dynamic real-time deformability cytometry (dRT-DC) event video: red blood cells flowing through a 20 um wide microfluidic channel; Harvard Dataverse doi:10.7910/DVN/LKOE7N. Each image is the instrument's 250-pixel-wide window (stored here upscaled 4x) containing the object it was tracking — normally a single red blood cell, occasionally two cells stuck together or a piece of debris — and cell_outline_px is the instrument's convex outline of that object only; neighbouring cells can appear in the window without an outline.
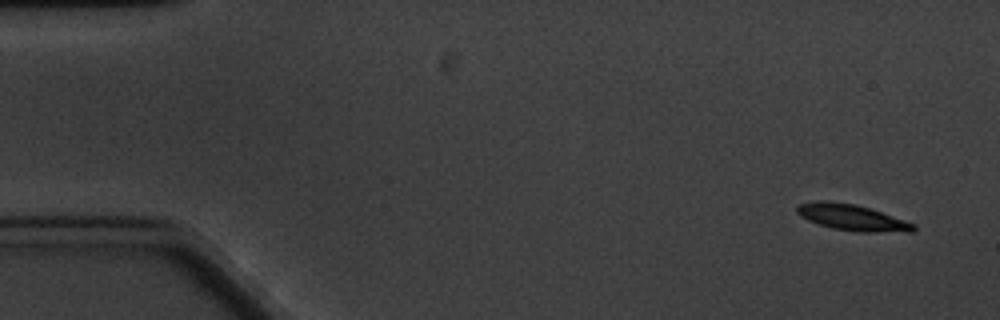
{"species": "common noctule bat (a hibernating species)", "species_latin": "Nyctalus noctula", "temperature_condition": "cold", "stored_images_in_passage": 5, "camera_frame_rate_fps": 3000, "um_per_image_px": 0.085, "animal": {"sex": "male", "body_mass_g": 20.1, "forearm_length_mm": 53.5}, "frame": {"image": 1, "passage_image": 1, "time_ms": 0.0, "image_size_px": [1000, 320], "cell_outline_px": [[916, 228], [912, 232], [860, 232], [832, 228], [808, 220], [800, 216], [796, 212], [796, 204], [820, 200], [828, 200], [856, 204], [916, 224]], "centroid_in_image_um": [72.4, 18.48], "position_along_channel_um": 12.6, "area_um2": 17.74}}